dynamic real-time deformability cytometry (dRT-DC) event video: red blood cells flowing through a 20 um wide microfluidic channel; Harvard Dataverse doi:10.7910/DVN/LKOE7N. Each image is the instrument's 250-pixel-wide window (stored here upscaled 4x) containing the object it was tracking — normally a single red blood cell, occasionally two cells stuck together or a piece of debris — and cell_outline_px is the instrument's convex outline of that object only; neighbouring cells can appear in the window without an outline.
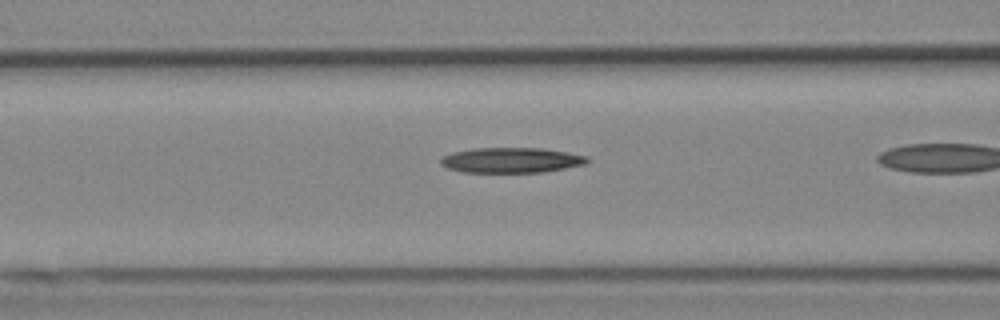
{"species": "Egyptian fruit bat (a non-hibernating species)", "species_latin": "Rousettus aegyptiacus", "temperature_condition": "cold", "stored_images_in_passage": 33, "camera_frame_rate_fps": 3000, "um_per_image_px": 0.085, "animal": {"sex": "female"}, "frame": {"image": 1, "passage_image": 13, "time_ms": 4.0, "image_size_px": [1000, 320], "cell_outline_px": [[588, 164], [544, 172], [464, 172], [448, 168], [440, 164], [440, 160], [444, 156], [452, 152], [472, 148], [544, 148], [588, 156]], "centroid_in_image_um": [43.48, 13.61], "position_along_channel_um": 123.1, "area_um2": 21.62}}
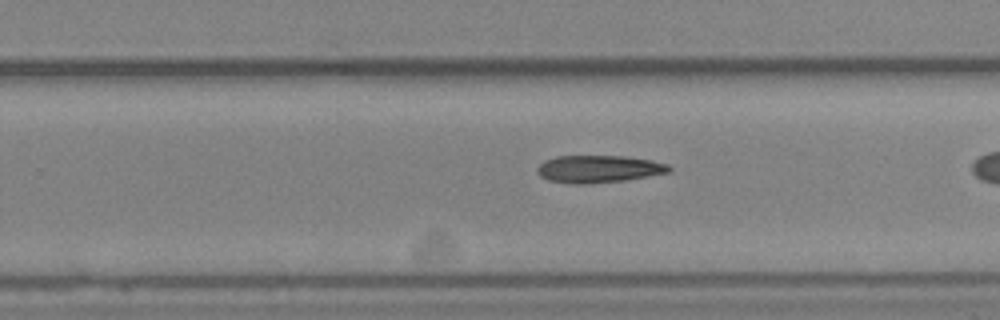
{"frame": {"image": 2, "passage_image": 25, "time_ms": 8.0, "image_size_px": [1000, 320], "cell_outline_px": [[672, 172], [624, 180], [584, 184], [572, 184], [548, 180], [540, 176], [536, 172], [536, 168], [544, 160], [556, 156], [624, 156], [648, 160], [668, 164], [672, 168]], "centroid_in_image_um": [50.85, 14.36], "position_along_channel_um": 278.9, "area_um2": 21.04}}
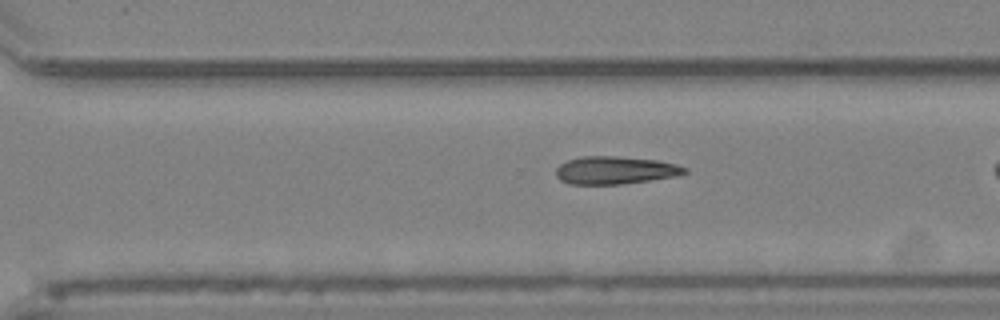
{"frame": {"image": 3, "passage_image": 28, "time_ms": 9.0, "image_size_px": [1000, 320], "cell_outline_px": [[688, 172], [676, 176], [620, 184], [568, 184], [560, 180], [556, 176], [556, 168], [560, 164], [568, 160], [580, 156], [616, 156], [656, 160], [676, 164], [688, 168]], "centroid_in_image_um": [52.27, 14.46], "position_along_channel_um": 318.3, "area_um2": 20.81}}